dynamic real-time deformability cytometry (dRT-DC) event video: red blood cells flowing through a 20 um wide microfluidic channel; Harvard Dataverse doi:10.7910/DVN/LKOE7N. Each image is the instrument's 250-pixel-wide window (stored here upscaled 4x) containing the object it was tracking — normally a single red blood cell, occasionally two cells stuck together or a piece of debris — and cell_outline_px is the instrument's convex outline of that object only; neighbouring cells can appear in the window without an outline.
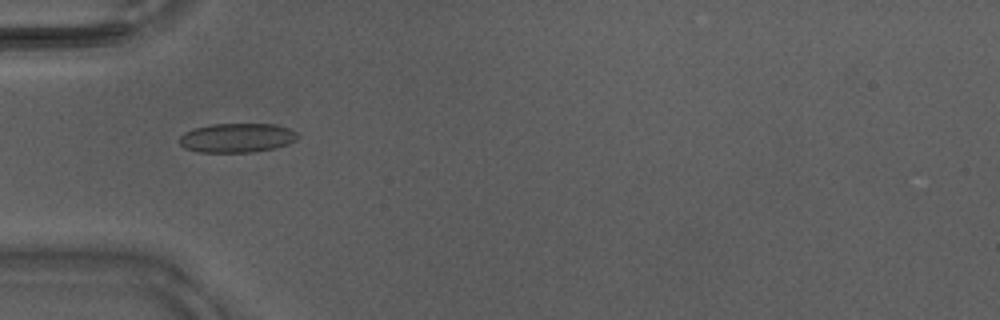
{"species": "Egyptian fruit bat (a non-hibernating species)", "species_latin": "Rousettus aegyptiacus", "temperature_condition": "warm", "stored_images_in_passage": 33, "camera_frame_rate_fps": 3000, "um_per_image_px": 0.085, "animal": {"sex": "male"}, "frame": {"image": 1, "passage_image": 8, "time_ms": 2.333, "image_size_px": [1000, 320], "cell_outline_px": [[300, 136], [296, 140], [288, 144], [272, 148], [252, 152], [200, 152], [184, 148], [180, 144], [180, 136], [184, 132], [196, 128], [212, 124], [276, 124], [288, 128], [296, 132]], "centroid_in_image_um": [20.15, 11.71], "position_along_channel_um": 64.8, "area_um2": 20.06}}
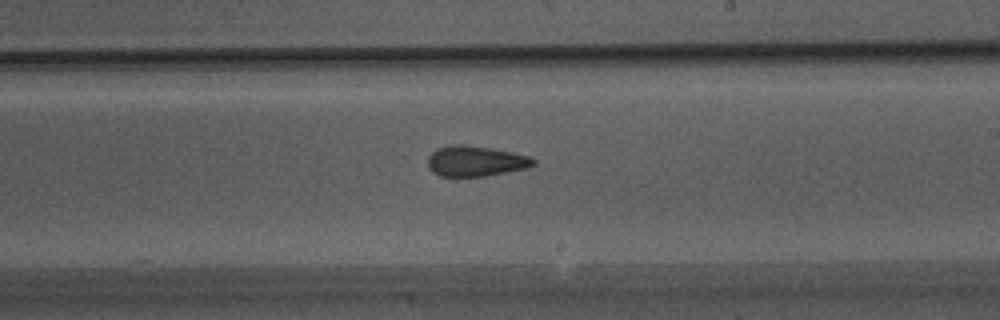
{"frame": {"image": 2, "passage_image": 20, "time_ms": 6.333, "image_size_px": [1000, 320], "cell_outline_px": [[536, 164], [524, 168], [484, 176], [440, 176], [432, 172], [428, 168], [428, 156], [432, 152], [440, 148], [452, 144], [464, 144], [512, 152], [528, 156], [536, 160]], "centroid_in_image_um": [40.38, 13.69], "position_along_channel_um": 248.6, "area_um2": 18.5}}
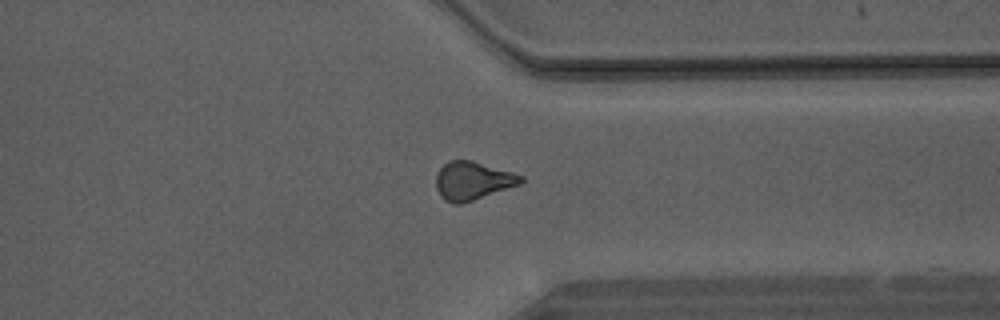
{"frame": {"image": 3, "passage_image": 28, "time_ms": 9.0, "image_size_px": [1000, 320], "cell_outline_px": [[524, 180], [520, 184], [460, 204], [452, 204], [444, 200], [440, 196], [436, 188], [436, 176], [440, 168], [448, 160], [472, 160], [512, 172], [524, 176]], "centroid_in_image_um": [40.15, 15.36], "position_along_channel_um": 371.2, "area_um2": 18.84}}